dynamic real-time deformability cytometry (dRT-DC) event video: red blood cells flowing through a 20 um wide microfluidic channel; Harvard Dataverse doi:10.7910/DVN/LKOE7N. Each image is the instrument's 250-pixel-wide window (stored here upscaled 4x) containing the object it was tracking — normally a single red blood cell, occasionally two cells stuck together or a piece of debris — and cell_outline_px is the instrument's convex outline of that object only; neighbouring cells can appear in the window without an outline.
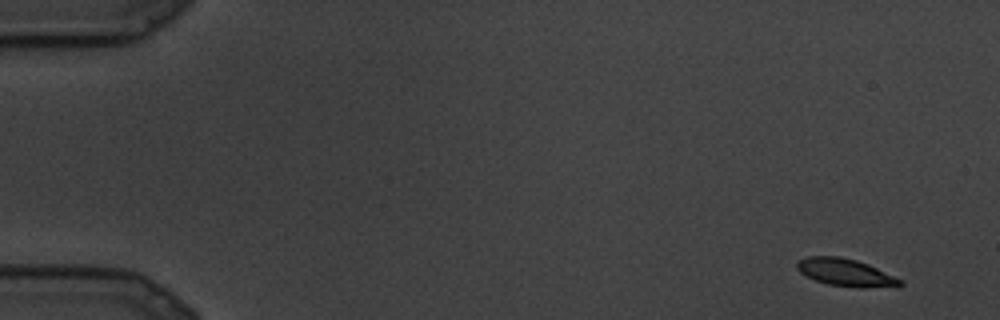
{"species": "common noctule bat (a hibernating species)", "species_latin": "Nyctalus noctula", "temperature_condition": "cold", "stored_images_in_passage": 8, "camera_frame_rate_fps": 3000, "um_per_image_px": 0.085, "animal": {"sex": "male", "body_mass_g": 19.5, "forearm_length_mm": 54.6}, "frame": {"image": 1, "passage_image": 1, "time_ms": 0.0, "image_size_px": [1000, 320], "cell_outline_px": [[904, 284], [900, 288], [856, 288], [828, 284], [816, 280], [800, 272], [796, 268], [796, 264], [800, 260], [808, 256], [840, 256], [856, 260], [868, 264], [904, 280]], "centroid_in_image_um": [71.99, 23.19], "position_along_channel_um": 13.0, "area_um2": 16.88}}
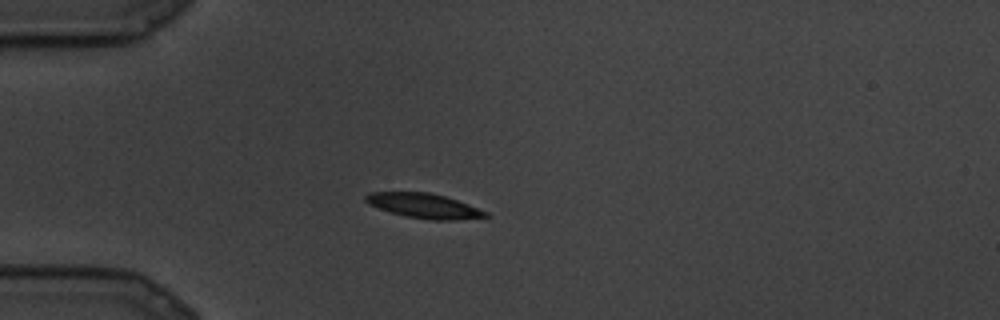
{"frame": {"image": 2, "passage_image": 7, "time_ms": 2.0, "image_size_px": [1000, 320], "cell_outline_px": [[492, 216], [456, 220], [432, 220], [404, 216], [368, 204], [364, 200], [364, 196], [368, 192], [428, 192], [444, 196], [468, 204], [488, 212]], "centroid_in_image_um": [36.05, 17.49], "position_along_channel_um": 49.0, "area_um2": 17.22}}